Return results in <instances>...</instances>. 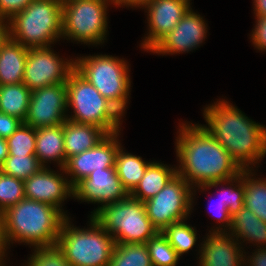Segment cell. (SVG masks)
Listing matches in <instances>:
<instances>
[{
  "label": "cell",
  "mask_w": 266,
  "mask_h": 266,
  "mask_svg": "<svg viewBox=\"0 0 266 266\" xmlns=\"http://www.w3.org/2000/svg\"><path fill=\"white\" fill-rule=\"evenodd\" d=\"M254 14L256 17L266 16V0H254Z\"/></svg>",
  "instance_id": "obj_42"
},
{
  "label": "cell",
  "mask_w": 266,
  "mask_h": 266,
  "mask_svg": "<svg viewBox=\"0 0 266 266\" xmlns=\"http://www.w3.org/2000/svg\"><path fill=\"white\" fill-rule=\"evenodd\" d=\"M28 48L11 38L0 49V85L23 83Z\"/></svg>",
  "instance_id": "obj_21"
},
{
  "label": "cell",
  "mask_w": 266,
  "mask_h": 266,
  "mask_svg": "<svg viewBox=\"0 0 266 266\" xmlns=\"http://www.w3.org/2000/svg\"><path fill=\"white\" fill-rule=\"evenodd\" d=\"M42 168L43 166L36 155H8L0 166V171L6 175L25 180Z\"/></svg>",
  "instance_id": "obj_29"
},
{
  "label": "cell",
  "mask_w": 266,
  "mask_h": 266,
  "mask_svg": "<svg viewBox=\"0 0 266 266\" xmlns=\"http://www.w3.org/2000/svg\"><path fill=\"white\" fill-rule=\"evenodd\" d=\"M176 139V174L203 190L228 183L243 170L202 125L181 124Z\"/></svg>",
  "instance_id": "obj_1"
},
{
  "label": "cell",
  "mask_w": 266,
  "mask_h": 266,
  "mask_svg": "<svg viewBox=\"0 0 266 266\" xmlns=\"http://www.w3.org/2000/svg\"><path fill=\"white\" fill-rule=\"evenodd\" d=\"M66 88L67 107H72L75 113L68 120L98 126L107 134L120 132V119L124 114L75 69L67 79Z\"/></svg>",
  "instance_id": "obj_6"
},
{
  "label": "cell",
  "mask_w": 266,
  "mask_h": 266,
  "mask_svg": "<svg viewBox=\"0 0 266 266\" xmlns=\"http://www.w3.org/2000/svg\"><path fill=\"white\" fill-rule=\"evenodd\" d=\"M61 175L43 167L23 180L25 198L49 204L63 212L61 203L71 195L74 196V187Z\"/></svg>",
  "instance_id": "obj_17"
},
{
  "label": "cell",
  "mask_w": 266,
  "mask_h": 266,
  "mask_svg": "<svg viewBox=\"0 0 266 266\" xmlns=\"http://www.w3.org/2000/svg\"><path fill=\"white\" fill-rule=\"evenodd\" d=\"M31 93L24 83L0 85V111L24 122Z\"/></svg>",
  "instance_id": "obj_24"
},
{
  "label": "cell",
  "mask_w": 266,
  "mask_h": 266,
  "mask_svg": "<svg viewBox=\"0 0 266 266\" xmlns=\"http://www.w3.org/2000/svg\"><path fill=\"white\" fill-rule=\"evenodd\" d=\"M219 191H220V193L222 194V189L220 190L219 189ZM219 201V200H218ZM220 202V203H219ZM218 202V204H217V206H216V209H217V215L216 216H218V221H219V223H222L223 225V227L225 226H227V228L229 227L230 228V225H231V215L229 214V211H228V209H227V207H226V204H223V200H222V197H221V199H220V201ZM216 205V204H215ZM212 206V205H211ZM210 206V207H211ZM214 213V212H213ZM224 224H226V225H224Z\"/></svg>",
  "instance_id": "obj_38"
},
{
  "label": "cell",
  "mask_w": 266,
  "mask_h": 266,
  "mask_svg": "<svg viewBox=\"0 0 266 266\" xmlns=\"http://www.w3.org/2000/svg\"><path fill=\"white\" fill-rule=\"evenodd\" d=\"M191 189L194 188L176 174L153 198L143 202L146 214L158 232L187 219L193 203Z\"/></svg>",
  "instance_id": "obj_10"
},
{
  "label": "cell",
  "mask_w": 266,
  "mask_h": 266,
  "mask_svg": "<svg viewBox=\"0 0 266 266\" xmlns=\"http://www.w3.org/2000/svg\"><path fill=\"white\" fill-rule=\"evenodd\" d=\"M67 217L54 206L24 198L0 214L1 240L7 246L13 241L35 248L56 246Z\"/></svg>",
  "instance_id": "obj_3"
},
{
  "label": "cell",
  "mask_w": 266,
  "mask_h": 266,
  "mask_svg": "<svg viewBox=\"0 0 266 266\" xmlns=\"http://www.w3.org/2000/svg\"><path fill=\"white\" fill-rule=\"evenodd\" d=\"M112 0H62V37L85 44L104 42Z\"/></svg>",
  "instance_id": "obj_9"
},
{
  "label": "cell",
  "mask_w": 266,
  "mask_h": 266,
  "mask_svg": "<svg viewBox=\"0 0 266 266\" xmlns=\"http://www.w3.org/2000/svg\"><path fill=\"white\" fill-rule=\"evenodd\" d=\"M176 169L159 162H151L130 196L142 202L153 198L176 175Z\"/></svg>",
  "instance_id": "obj_22"
},
{
  "label": "cell",
  "mask_w": 266,
  "mask_h": 266,
  "mask_svg": "<svg viewBox=\"0 0 266 266\" xmlns=\"http://www.w3.org/2000/svg\"><path fill=\"white\" fill-rule=\"evenodd\" d=\"M23 122L0 111V137L7 139Z\"/></svg>",
  "instance_id": "obj_37"
},
{
  "label": "cell",
  "mask_w": 266,
  "mask_h": 266,
  "mask_svg": "<svg viewBox=\"0 0 266 266\" xmlns=\"http://www.w3.org/2000/svg\"><path fill=\"white\" fill-rule=\"evenodd\" d=\"M108 266H152L146 243H119Z\"/></svg>",
  "instance_id": "obj_27"
},
{
  "label": "cell",
  "mask_w": 266,
  "mask_h": 266,
  "mask_svg": "<svg viewBox=\"0 0 266 266\" xmlns=\"http://www.w3.org/2000/svg\"><path fill=\"white\" fill-rule=\"evenodd\" d=\"M64 148L67 160L95 147L108 134L91 124H79L66 120L63 123Z\"/></svg>",
  "instance_id": "obj_19"
},
{
  "label": "cell",
  "mask_w": 266,
  "mask_h": 266,
  "mask_svg": "<svg viewBox=\"0 0 266 266\" xmlns=\"http://www.w3.org/2000/svg\"><path fill=\"white\" fill-rule=\"evenodd\" d=\"M150 163L143 161L139 156L125 153L122 147H119L115 159V170L129 194L138 185Z\"/></svg>",
  "instance_id": "obj_25"
},
{
  "label": "cell",
  "mask_w": 266,
  "mask_h": 266,
  "mask_svg": "<svg viewBox=\"0 0 266 266\" xmlns=\"http://www.w3.org/2000/svg\"><path fill=\"white\" fill-rule=\"evenodd\" d=\"M128 65L123 59L109 55L81 57L75 70L122 114L125 112L131 86Z\"/></svg>",
  "instance_id": "obj_8"
},
{
  "label": "cell",
  "mask_w": 266,
  "mask_h": 266,
  "mask_svg": "<svg viewBox=\"0 0 266 266\" xmlns=\"http://www.w3.org/2000/svg\"><path fill=\"white\" fill-rule=\"evenodd\" d=\"M130 194L124 188L115 168L94 170L74 187V198L101 203H115L127 198Z\"/></svg>",
  "instance_id": "obj_14"
},
{
  "label": "cell",
  "mask_w": 266,
  "mask_h": 266,
  "mask_svg": "<svg viewBox=\"0 0 266 266\" xmlns=\"http://www.w3.org/2000/svg\"><path fill=\"white\" fill-rule=\"evenodd\" d=\"M208 127H202L213 136L242 169L260 161L266 155V126L260 125L226 100L217 101L204 109Z\"/></svg>",
  "instance_id": "obj_2"
},
{
  "label": "cell",
  "mask_w": 266,
  "mask_h": 266,
  "mask_svg": "<svg viewBox=\"0 0 266 266\" xmlns=\"http://www.w3.org/2000/svg\"><path fill=\"white\" fill-rule=\"evenodd\" d=\"M256 26L252 31V43L257 49L266 50V16L256 17Z\"/></svg>",
  "instance_id": "obj_36"
},
{
  "label": "cell",
  "mask_w": 266,
  "mask_h": 266,
  "mask_svg": "<svg viewBox=\"0 0 266 266\" xmlns=\"http://www.w3.org/2000/svg\"><path fill=\"white\" fill-rule=\"evenodd\" d=\"M35 155L43 167L46 166L47 161L53 160L59 163L61 169H64L67 158L64 148L63 124L36 129Z\"/></svg>",
  "instance_id": "obj_20"
},
{
  "label": "cell",
  "mask_w": 266,
  "mask_h": 266,
  "mask_svg": "<svg viewBox=\"0 0 266 266\" xmlns=\"http://www.w3.org/2000/svg\"><path fill=\"white\" fill-rule=\"evenodd\" d=\"M230 234L240 240L256 242L266 245V223L258 218L251 210L243 207L238 213L231 216ZM263 244V245H262Z\"/></svg>",
  "instance_id": "obj_23"
},
{
  "label": "cell",
  "mask_w": 266,
  "mask_h": 266,
  "mask_svg": "<svg viewBox=\"0 0 266 266\" xmlns=\"http://www.w3.org/2000/svg\"><path fill=\"white\" fill-rule=\"evenodd\" d=\"M203 17L190 8L175 28L164 36L150 52L174 54L189 52L197 48L205 39L207 26Z\"/></svg>",
  "instance_id": "obj_16"
},
{
  "label": "cell",
  "mask_w": 266,
  "mask_h": 266,
  "mask_svg": "<svg viewBox=\"0 0 266 266\" xmlns=\"http://www.w3.org/2000/svg\"><path fill=\"white\" fill-rule=\"evenodd\" d=\"M152 266H176L179 260L167 238L158 232L146 242Z\"/></svg>",
  "instance_id": "obj_30"
},
{
  "label": "cell",
  "mask_w": 266,
  "mask_h": 266,
  "mask_svg": "<svg viewBox=\"0 0 266 266\" xmlns=\"http://www.w3.org/2000/svg\"><path fill=\"white\" fill-rule=\"evenodd\" d=\"M233 187H222V200L223 204H226V207L229 211V214L233 216L238 213L244 207V181L242 179V171L237 176L230 179ZM238 185L234 186L233 183Z\"/></svg>",
  "instance_id": "obj_34"
},
{
  "label": "cell",
  "mask_w": 266,
  "mask_h": 266,
  "mask_svg": "<svg viewBox=\"0 0 266 266\" xmlns=\"http://www.w3.org/2000/svg\"><path fill=\"white\" fill-rule=\"evenodd\" d=\"M49 47L29 48L24 69L23 83L31 90L66 83L75 69V61L66 62ZM72 60V61H71Z\"/></svg>",
  "instance_id": "obj_11"
},
{
  "label": "cell",
  "mask_w": 266,
  "mask_h": 266,
  "mask_svg": "<svg viewBox=\"0 0 266 266\" xmlns=\"http://www.w3.org/2000/svg\"><path fill=\"white\" fill-rule=\"evenodd\" d=\"M114 5L117 6H130V7H144L152 0H112Z\"/></svg>",
  "instance_id": "obj_41"
},
{
  "label": "cell",
  "mask_w": 266,
  "mask_h": 266,
  "mask_svg": "<svg viewBox=\"0 0 266 266\" xmlns=\"http://www.w3.org/2000/svg\"><path fill=\"white\" fill-rule=\"evenodd\" d=\"M251 174H253L252 168L242 170L244 207L251 210L258 218L266 223V180L251 178L253 176Z\"/></svg>",
  "instance_id": "obj_26"
},
{
  "label": "cell",
  "mask_w": 266,
  "mask_h": 266,
  "mask_svg": "<svg viewBox=\"0 0 266 266\" xmlns=\"http://www.w3.org/2000/svg\"><path fill=\"white\" fill-rule=\"evenodd\" d=\"M66 83L53 84L32 91L24 124L35 129L53 127L67 120Z\"/></svg>",
  "instance_id": "obj_12"
},
{
  "label": "cell",
  "mask_w": 266,
  "mask_h": 266,
  "mask_svg": "<svg viewBox=\"0 0 266 266\" xmlns=\"http://www.w3.org/2000/svg\"><path fill=\"white\" fill-rule=\"evenodd\" d=\"M90 217L89 229L72 226L69 217L61 225L57 246L70 266L109 265L115 248L114 237Z\"/></svg>",
  "instance_id": "obj_5"
},
{
  "label": "cell",
  "mask_w": 266,
  "mask_h": 266,
  "mask_svg": "<svg viewBox=\"0 0 266 266\" xmlns=\"http://www.w3.org/2000/svg\"><path fill=\"white\" fill-rule=\"evenodd\" d=\"M118 135V132L108 134L95 147L67 160L64 169L60 170L71 176L69 181L73 187L94 170L115 168L116 154L121 145L117 140Z\"/></svg>",
  "instance_id": "obj_13"
},
{
  "label": "cell",
  "mask_w": 266,
  "mask_h": 266,
  "mask_svg": "<svg viewBox=\"0 0 266 266\" xmlns=\"http://www.w3.org/2000/svg\"><path fill=\"white\" fill-rule=\"evenodd\" d=\"M4 21L5 18L0 17V49L10 38V22H8L9 20L7 19L5 24Z\"/></svg>",
  "instance_id": "obj_40"
},
{
  "label": "cell",
  "mask_w": 266,
  "mask_h": 266,
  "mask_svg": "<svg viewBox=\"0 0 266 266\" xmlns=\"http://www.w3.org/2000/svg\"><path fill=\"white\" fill-rule=\"evenodd\" d=\"M6 248H8L7 245L1 240L0 241V266H4L5 265V263H3L2 260H4L3 257H5Z\"/></svg>",
  "instance_id": "obj_44"
},
{
  "label": "cell",
  "mask_w": 266,
  "mask_h": 266,
  "mask_svg": "<svg viewBox=\"0 0 266 266\" xmlns=\"http://www.w3.org/2000/svg\"><path fill=\"white\" fill-rule=\"evenodd\" d=\"M24 198L23 180L0 171V214Z\"/></svg>",
  "instance_id": "obj_32"
},
{
  "label": "cell",
  "mask_w": 266,
  "mask_h": 266,
  "mask_svg": "<svg viewBox=\"0 0 266 266\" xmlns=\"http://www.w3.org/2000/svg\"><path fill=\"white\" fill-rule=\"evenodd\" d=\"M162 234L167 238L179 257L192 249L197 241L196 230L186 224L184 220L169 225L162 231Z\"/></svg>",
  "instance_id": "obj_28"
},
{
  "label": "cell",
  "mask_w": 266,
  "mask_h": 266,
  "mask_svg": "<svg viewBox=\"0 0 266 266\" xmlns=\"http://www.w3.org/2000/svg\"><path fill=\"white\" fill-rule=\"evenodd\" d=\"M257 250L252 255L253 257L250 256L251 258L248 259V262L250 261L248 266H266V246Z\"/></svg>",
  "instance_id": "obj_39"
},
{
  "label": "cell",
  "mask_w": 266,
  "mask_h": 266,
  "mask_svg": "<svg viewBox=\"0 0 266 266\" xmlns=\"http://www.w3.org/2000/svg\"><path fill=\"white\" fill-rule=\"evenodd\" d=\"M33 0H0V17L10 20Z\"/></svg>",
  "instance_id": "obj_35"
},
{
  "label": "cell",
  "mask_w": 266,
  "mask_h": 266,
  "mask_svg": "<svg viewBox=\"0 0 266 266\" xmlns=\"http://www.w3.org/2000/svg\"><path fill=\"white\" fill-rule=\"evenodd\" d=\"M9 22L13 41L28 49L51 47L62 36V0H33Z\"/></svg>",
  "instance_id": "obj_4"
},
{
  "label": "cell",
  "mask_w": 266,
  "mask_h": 266,
  "mask_svg": "<svg viewBox=\"0 0 266 266\" xmlns=\"http://www.w3.org/2000/svg\"><path fill=\"white\" fill-rule=\"evenodd\" d=\"M27 266H70L58 246L35 248Z\"/></svg>",
  "instance_id": "obj_33"
},
{
  "label": "cell",
  "mask_w": 266,
  "mask_h": 266,
  "mask_svg": "<svg viewBox=\"0 0 266 266\" xmlns=\"http://www.w3.org/2000/svg\"><path fill=\"white\" fill-rule=\"evenodd\" d=\"M8 155L9 153L7 140L0 137V166L4 163Z\"/></svg>",
  "instance_id": "obj_43"
},
{
  "label": "cell",
  "mask_w": 266,
  "mask_h": 266,
  "mask_svg": "<svg viewBox=\"0 0 266 266\" xmlns=\"http://www.w3.org/2000/svg\"><path fill=\"white\" fill-rule=\"evenodd\" d=\"M91 216L113 235L115 244L146 243L158 233L146 214L144 203L130 195L98 207Z\"/></svg>",
  "instance_id": "obj_7"
},
{
  "label": "cell",
  "mask_w": 266,
  "mask_h": 266,
  "mask_svg": "<svg viewBox=\"0 0 266 266\" xmlns=\"http://www.w3.org/2000/svg\"><path fill=\"white\" fill-rule=\"evenodd\" d=\"M6 140L9 155H35V128L22 123Z\"/></svg>",
  "instance_id": "obj_31"
},
{
  "label": "cell",
  "mask_w": 266,
  "mask_h": 266,
  "mask_svg": "<svg viewBox=\"0 0 266 266\" xmlns=\"http://www.w3.org/2000/svg\"><path fill=\"white\" fill-rule=\"evenodd\" d=\"M204 240L200 250L199 266H242L246 256L232 235L216 227ZM242 252V253H241ZM242 264V265H241Z\"/></svg>",
  "instance_id": "obj_18"
},
{
  "label": "cell",
  "mask_w": 266,
  "mask_h": 266,
  "mask_svg": "<svg viewBox=\"0 0 266 266\" xmlns=\"http://www.w3.org/2000/svg\"><path fill=\"white\" fill-rule=\"evenodd\" d=\"M143 8L148 10L149 35L141 46L150 51L180 22L190 9V0H152Z\"/></svg>",
  "instance_id": "obj_15"
}]
</instances>
